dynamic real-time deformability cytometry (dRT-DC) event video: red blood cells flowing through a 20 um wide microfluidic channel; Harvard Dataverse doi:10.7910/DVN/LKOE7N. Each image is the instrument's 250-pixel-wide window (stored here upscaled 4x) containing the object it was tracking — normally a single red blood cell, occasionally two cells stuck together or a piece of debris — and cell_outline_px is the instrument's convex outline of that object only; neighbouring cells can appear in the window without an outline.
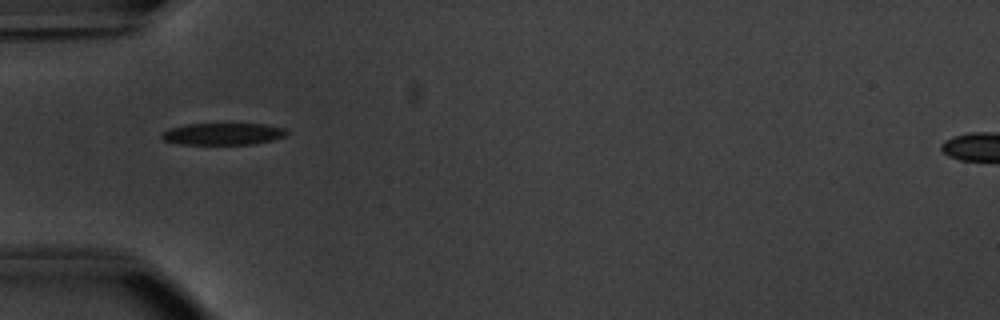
{"species": "common noctule bat (a hibernating species)", "species_latin": "Nyctalus noctula", "temperature_condition": "warm", "stored_images_in_passage": 37, "camera_frame_rate_fps": 3000, "um_per_image_px": 0.085, "animal": {"sex": "male", "body_mass_g": 20.1, "forearm_length_mm": 53.5}, "frame": {"image": 1, "passage_image": 1, "time_ms": 0.0, "image_size_px": [1000, 320], "cell_outline_px": [[288, 132], [284, 136], [272, 140], [256, 144], [180, 144], [164, 140], [160, 136], [168, 128], [184, 124], [264, 124], [284, 128]], "centroid_in_image_um": [18.94, 11.38], "position_along_channel_um": 66.1, "area_um2": 15.9}}
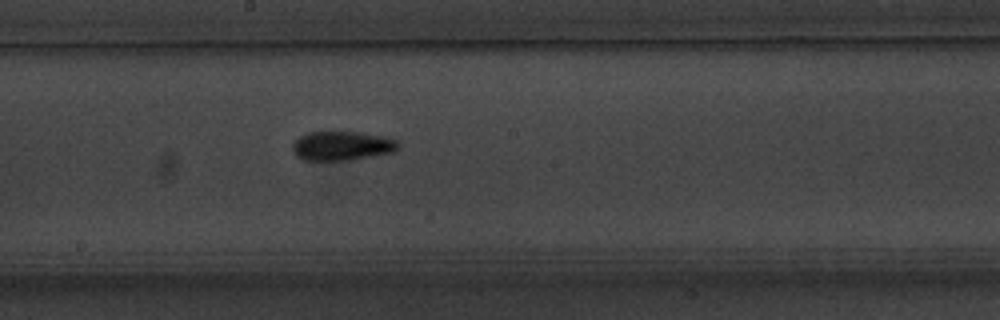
{"frame": {"image": 2, "passage_image": 13, "time_ms": 4.0, "image_size_px": [1000, 320], "cell_outline_px": [[400, 148], [396, 152], [348, 160], [300, 160], [292, 152], [292, 144], [300, 136], [308, 132], [356, 132], [384, 136], [396, 140], [400, 144]], "centroid_in_image_um": [29.07, 12.4], "position_along_channel_um": 219.1, "area_um2": 18.15}}
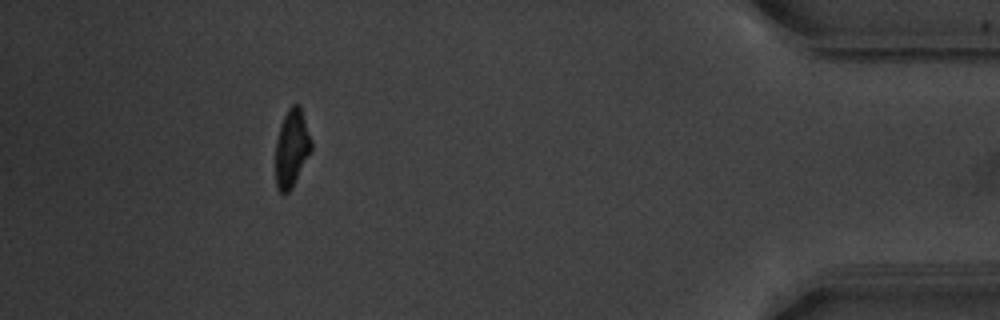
{"frame": {"image": 3, "passage_image": 32, "time_ms": 10.333, "image_size_px": [1000, 320], "cell_outline_px": [[312, 148], [292, 188], [288, 192], [280, 192], [276, 188], [276, 140], [280, 124], [288, 108], [292, 104], [300, 104], [312, 140]], "centroid_in_image_um": [24.79, 12.56], "position_along_channel_um": 410.4, "area_um2": 16.18}, "authors_computed_cell_mechanics": {"area_um2": 17.051, "velocity_mm_per_s": 3.84, "shape_relaxation_time_tau1_ms": 2.7488, "shape_relaxation_time_tau2_ms": 2.3296, "deformation_change_tau1": 0.1681, "deformation_change_tau2": 0.0802}}